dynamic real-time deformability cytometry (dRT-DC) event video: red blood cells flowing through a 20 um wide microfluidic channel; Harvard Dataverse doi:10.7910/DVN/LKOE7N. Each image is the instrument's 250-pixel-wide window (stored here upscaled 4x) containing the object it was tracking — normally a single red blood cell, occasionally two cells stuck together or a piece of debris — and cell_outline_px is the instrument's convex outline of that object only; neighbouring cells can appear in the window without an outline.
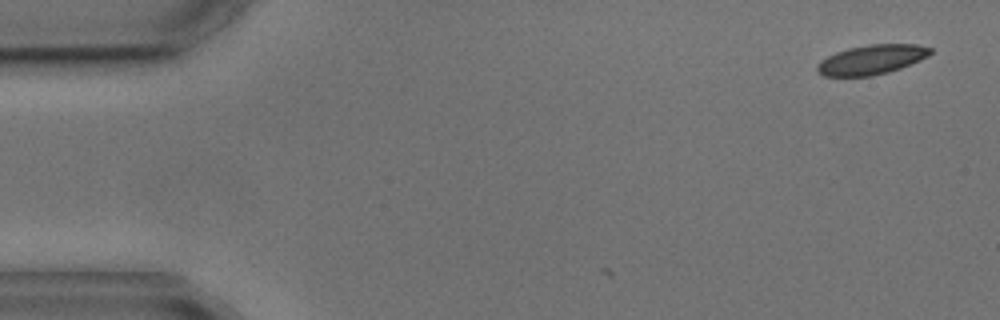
{"species": "common noctule bat (a hibernating species)", "species_latin": "Nyctalus noctula", "temperature_condition": "cold", "stored_images_in_passage": 2, "camera_frame_rate_fps": 3000, "um_per_image_px": 0.085, "animal": {"sex": "male", "body_mass_g": 17.9, "forearm_length_mm": 54.2}, "frame": {"image": 1, "passage_image": 1, "time_ms": 0.0, "image_size_px": [1000, 320], "cell_outline_px": [[932, 52], [928, 56], [920, 60], [900, 68], [888, 72], [872, 76], [824, 76], [816, 68], [816, 64], [820, 60], [836, 52], [848, 48], [868, 44], [916, 44], [932, 48]], "centroid_in_image_um": [74.08, 5.06], "position_along_channel_um": 10.9, "area_um2": 19.48}}
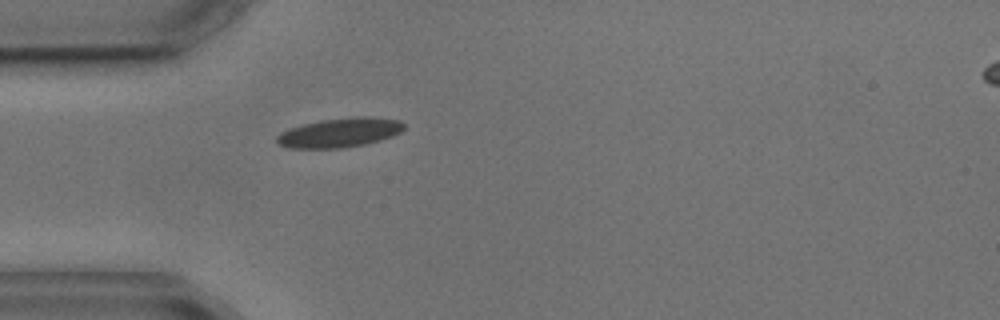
{"frame": {"image": 2, "passage_image": 2, "time_ms": 4.333, "image_size_px": [1000, 320], "cell_outline_px": [[404, 128], [400, 132], [392, 136], [380, 140], [364, 144], [340, 148], [288, 148], [280, 144], [276, 140], [276, 136], [280, 132], [288, 128], [320, 120], [356, 116], [372, 116], [400, 120], [404, 124]], "centroid_in_image_um": [28.87, 11.26], "position_along_channel_um": 56.1, "area_um2": 21.79}}